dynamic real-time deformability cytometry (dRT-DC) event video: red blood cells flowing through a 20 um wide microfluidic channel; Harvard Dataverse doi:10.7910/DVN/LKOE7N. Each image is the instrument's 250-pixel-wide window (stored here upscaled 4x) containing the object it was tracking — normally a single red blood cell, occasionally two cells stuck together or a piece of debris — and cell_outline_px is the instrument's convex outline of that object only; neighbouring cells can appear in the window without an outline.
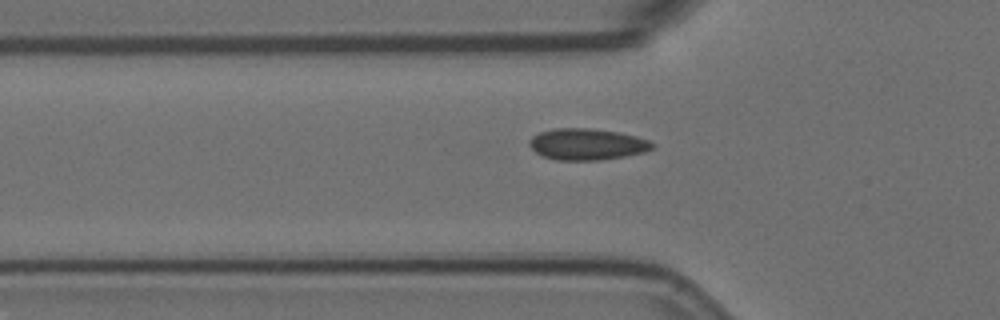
{"species": "Egyptian fruit bat (a non-hibernating species)", "species_latin": "Rousettus aegyptiacus", "temperature_condition": "room temperature", "stored_images_in_passage": 38, "camera_frame_rate_fps": 3000, "um_per_image_px": 0.085, "animal": {"sex": "female"}, "frame": {"image": 1, "passage_image": 7, "time_ms": 2.0, "image_size_px": [1000, 320], "cell_outline_px": [[656, 144], [652, 148], [644, 152], [624, 156], [600, 160], [556, 160], [544, 156], [536, 152], [528, 144], [528, 140], [532, 136], [540, 132], [552, 128], [588, 128], [616, 132], [636, 136], [648, 140]], "centroid_in_image_um": [49.87, 12.26], "position_along_channel_um": 75.9, "area_um2": 22.43}}
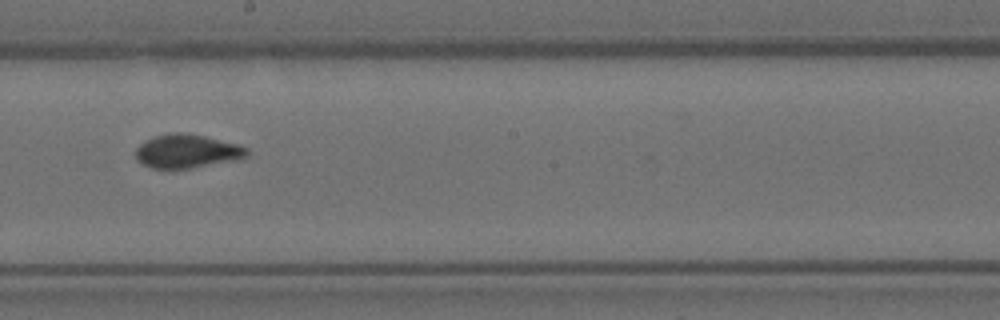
{"frame": {"image": 2, "passage_image": 20, "time_ms": 6.333, "image_size_px": [1000, 320], "cell_outline_px": [[248, 156], [236, 160], [188, 168], [152, 168], [136, 160], [136, 148], [144, 140], [168, 132], [180, 132], [204, 136], [236, 144], [248, 148]], "centroid_in_image_um": [15.87, 12.84], "position_along_channel_um": 232.3, "area_um2": 21.62}}
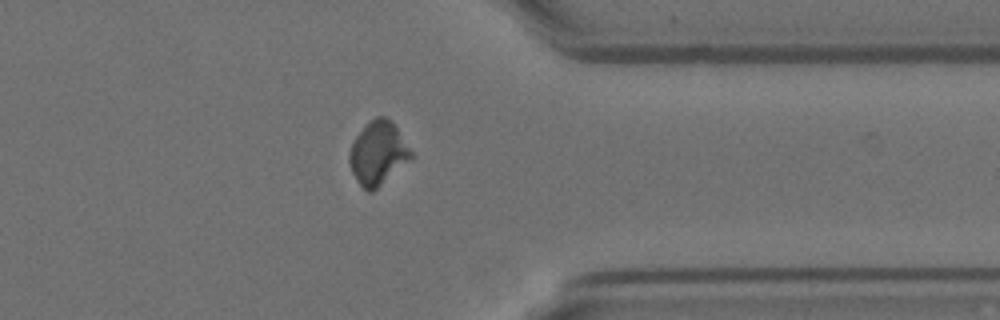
{"frame": {"image": 3, "passage_image": 33, "time_ms": 10.667, "image_size_px": [1000, 320], "cell_outline_px": [[412, 156], [408, 160], [372, 192], [368, 192], [356, 180], [352, 172], [348, 160], [348, 152], [356, 136], [376, 116], [384, 116], [392, 120], [412, 152]], "centroid_in_image_um": [32.1, 13.01], "position_along_channel_um": 379.3, "area_um2": 22.2}}